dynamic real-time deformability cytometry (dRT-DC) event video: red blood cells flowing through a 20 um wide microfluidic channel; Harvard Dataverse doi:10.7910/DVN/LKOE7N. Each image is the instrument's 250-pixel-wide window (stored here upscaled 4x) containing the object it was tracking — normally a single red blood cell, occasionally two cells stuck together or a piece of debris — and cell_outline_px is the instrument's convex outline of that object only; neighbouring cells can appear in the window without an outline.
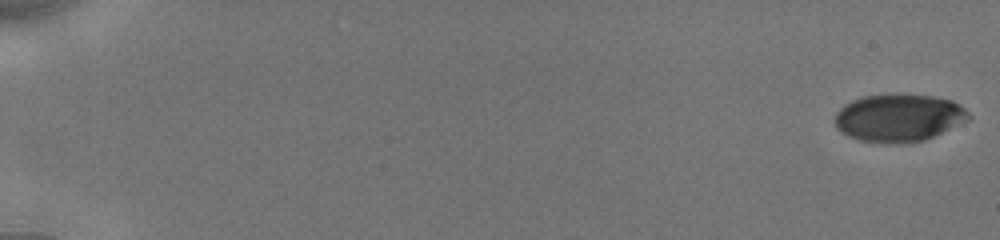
{"species": "human", "species_latin": "Homo sapiens", "temperature_condition": "cold", "stored_images_in_passage": 17, "camera_frame_rate_fps": 3000, "um_per_image_px": 0.085, "donor": {"sex": "male"}, "frame": {"image": 1, "passage_image": 1, "time_ms": 0.0, "image_size_px": [1000, 240], "cell_outline_px": [[972, 116], [968, 120], [924, 140], [908, 144], [888, 144], [860, 140], [848, 136], [840, 132], [836, 128], [832, 120], [836, 112], [844, 104], [852, 100], [864, 96], [932, 96], [952, 100], [960, 104]], "centroid_in_image_um": [76.35, 10.05], "position_along_channel_um": 8.6, "area_um2": 36.99}}
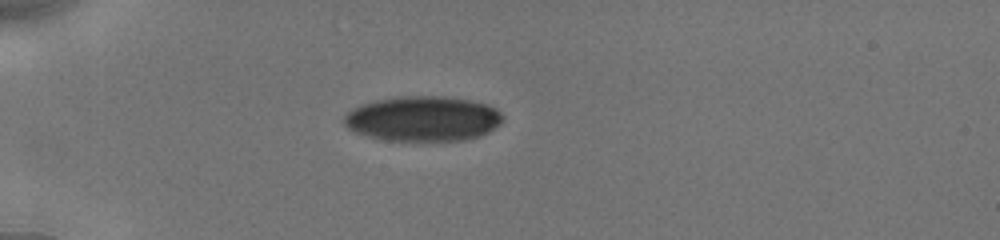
{"frame": {"image": 2, "passage_image": 12, "time_ms": 5.333, "image_size_px": [1000, 240], "cell_outline_px": [[504, 120], [500, 124], [488, 132], [480, 136], [464, 140], [388, 140], [368, 136], [356, 132], [348, 128], [344, 124], [344, 116], [352, 108], [360, 104], [372, 100], [396, 96], [444, 96], [468, 100], [488, 104], [496, 108], [504, 116]], "centroid_in_image_um": [35.96, 10.07], "position_along_channel_um": 49.0, "area_um2": 41.85}}
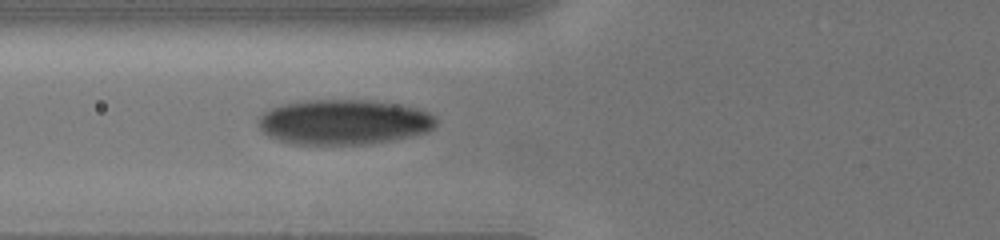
{"frame": {"image": 3, "passage_image": 17, "time_ms": 7.333, "image_size_px": [1000, 240], "cell_outline_px": [[436, 124], [428, 132], [412, 136], [392, 140], [368, 144], [292, 144], [268, 136], [260, 128], [260, 116], [264, 112], [272, 108], [284, 104], [308, 100], [372, 100], [400, 104], [416, 108], [428, 112], [436, 116]], "centroid_in_image_um": [29.27, 10.37], "position_along_channel_um": 96.5, "area_um2": 46.64}}